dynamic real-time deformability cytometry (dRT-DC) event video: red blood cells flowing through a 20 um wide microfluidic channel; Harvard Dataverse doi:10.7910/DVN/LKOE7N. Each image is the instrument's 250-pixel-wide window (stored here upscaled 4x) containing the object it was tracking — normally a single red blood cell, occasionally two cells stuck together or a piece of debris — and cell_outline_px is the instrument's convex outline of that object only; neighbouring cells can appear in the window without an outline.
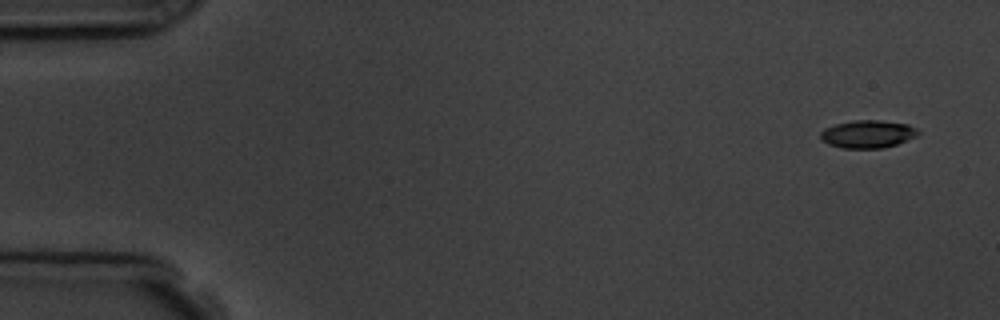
{"species": "common noctule bat (a hibernating species)", "species_latin": "Nyctalus noctula", "temperature_condition": "room temperature", "stored_images_in_passage": 6, "camera_frame_rate_fps": 3000, "um_per_image_px": 0.085, "animal": {"sex": "male", "body_mass_g": 19.5, "forearm_length_mm": 54.6}, "frame": {"image": 1, "passage_image": 1, "time_ms": 0.0, "image_size_px": [1000, 320], "cell_outline_px": [[920, 132], [916, 136], [896, 144], [880, 148], [840, 148], [828, 144], [820, 136], [820, 132], [824, 128], [836, 124], [852, 120], [880, 120], [908, 124], [916, 128]], "centroid_in_image_um": [73.74, 11.39], "position_along_channel_um": 11.3, "area_um2": 15.72}}
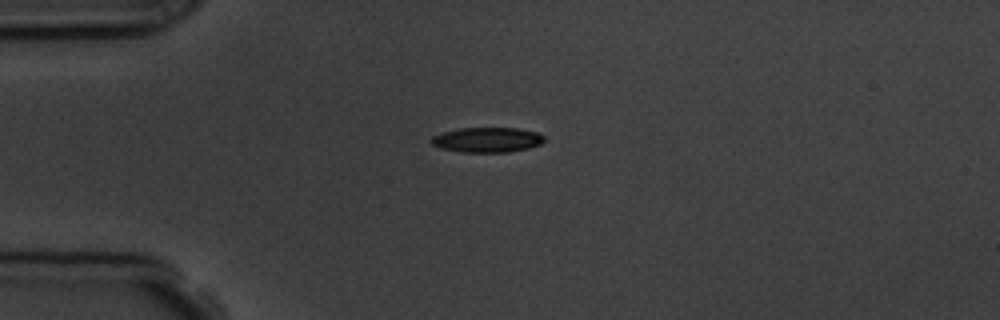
{"frame": {"image": 2, "passage_image": 4, "time_ms": 3.667, "image_size_px": [1000, 320], "cell_outline_px": [[544, 140], [540, 144], [528, 148], [508, 152], [460, 152], [440, 148], [432, 144], [428, 140], [432, 136], [444, 132], [460, 128], [516, 128], [536, 132], [544, 136]], "centroid_in_image_um": [41.37, 11.89], "position_along_channel_um": 43.6, "area_um2": 16.42}}